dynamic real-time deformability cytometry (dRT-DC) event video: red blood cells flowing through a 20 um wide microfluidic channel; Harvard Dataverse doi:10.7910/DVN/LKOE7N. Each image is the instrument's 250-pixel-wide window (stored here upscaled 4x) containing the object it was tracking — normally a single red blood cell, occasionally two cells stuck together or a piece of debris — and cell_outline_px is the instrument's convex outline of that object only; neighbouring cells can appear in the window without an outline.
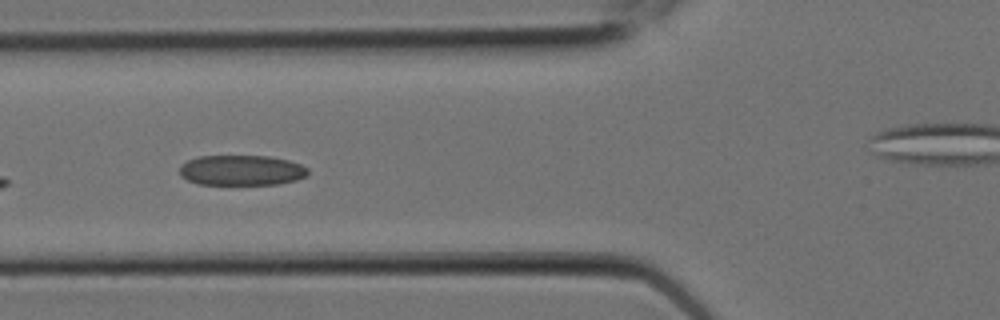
{"species": "Egyptian fruit bat (a non-hibernating species)", "species_latin": "Rousettus aegyptiacus", "temperature_condition": "room temperature", "stored_images_in_passage": 10, "camera_frame_rate_fps": 3000, "um_per_image_px": 0.085, "animal": {"sex": "female"}, "frame": {"image": 1, "passage_image": 7, "time_ms": 2.0, "image_size_px": [1000, 320], "cell_outline_px": [[308, 172], [304, 176], [296, 180], [276, 184], [200, 184], [188, 180], [180, 176], [180, 164], [188, 160], [200, 156], [268, 156], [288, 160], [300, 164], [308, 168]], "centroid_in_image_um": [20.5, 14.47], "position_along_channel_um": 105.3, "area_um2": 22.54}}
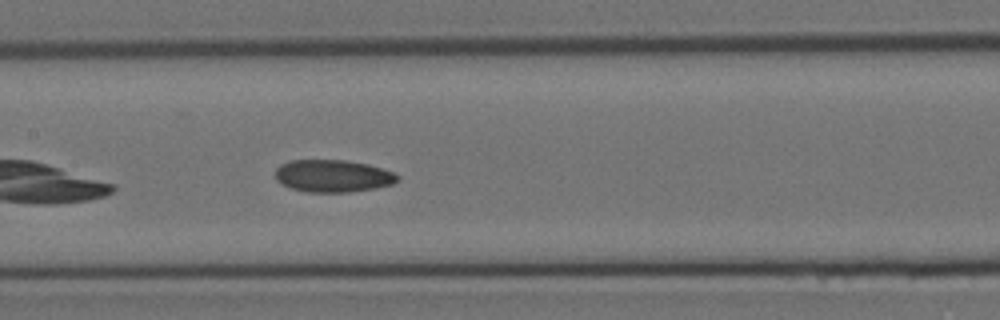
{"frame": {"image": 2, "passage_image": 9, "time_ms": 2.667, "image_size_px": [1000, 320], "cell_outline_px": [[400, 180], [392, 184], [376, 188], [348, 192], [308, 192], [292, 188], [276, 180], [276, 168], [280, 164], [288, 160], [344, 160], [368, 164], [396, 172], [400, 176]], "centroid_in_image_um": [28.34, 14.95], "position_along_channel_um": 179.1, "area_um2": 23.18}}